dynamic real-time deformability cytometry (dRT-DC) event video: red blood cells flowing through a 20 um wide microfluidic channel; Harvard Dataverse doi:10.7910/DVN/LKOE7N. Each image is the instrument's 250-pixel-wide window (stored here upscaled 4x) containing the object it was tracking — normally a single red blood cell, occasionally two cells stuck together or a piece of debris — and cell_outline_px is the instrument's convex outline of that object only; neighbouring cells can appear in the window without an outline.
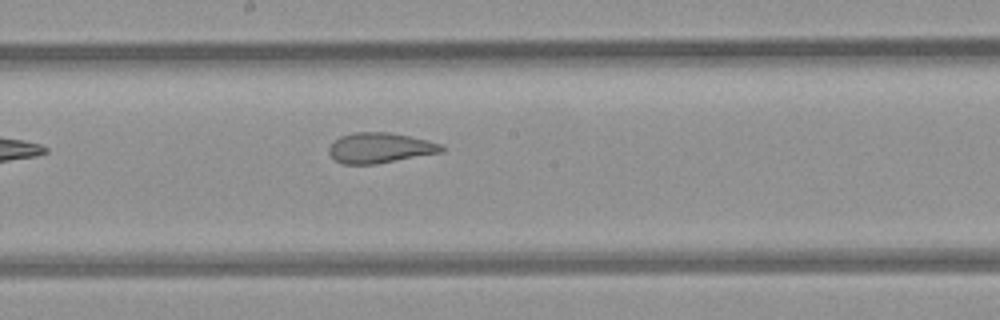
{"species": "common noctule bat (a hibernating species)", "species_latin": "Nyctalus noctula", "temperature_condition": "room temperature", "stored_images_in_passage": 8, "camera_frame_rate_fps": 3000, "um_per_image_px": 0.085, "animal": {"sex": "female", "body_mass_g": 21.9}, "frame": {"image": 1, "passage_image": 8, "time_ms": 2.333, "image_size_px": [1000, 320], "cell_outline_px": [[444, 152], [376, 164], [344, 164], [336, 160], [328, 152], [328, 148], [340, 136], [352, 132], [388, 132], [428, 140], [444, 144]], "centroid_in_image_um": [32.33, 12.57], "position_along_channel_um": 215.9, "area_um2": 19.94}}